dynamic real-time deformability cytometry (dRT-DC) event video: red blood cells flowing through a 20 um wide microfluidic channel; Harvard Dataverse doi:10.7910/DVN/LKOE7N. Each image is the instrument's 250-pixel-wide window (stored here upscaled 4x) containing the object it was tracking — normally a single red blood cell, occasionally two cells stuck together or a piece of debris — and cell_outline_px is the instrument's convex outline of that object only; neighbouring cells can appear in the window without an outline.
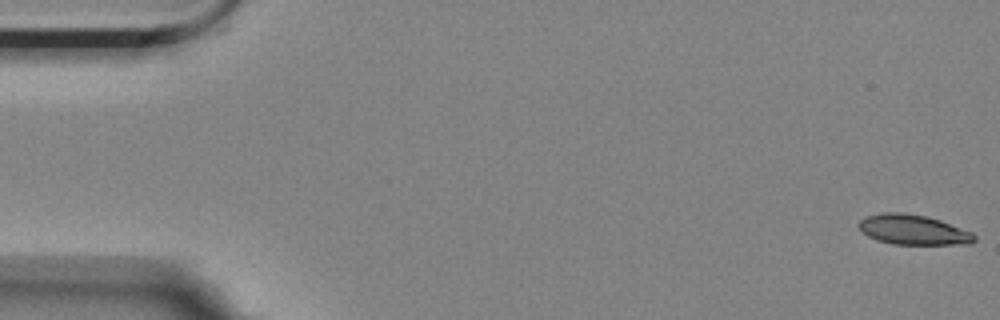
{"species": "Egyptian fruit bat (a non-hibernating species)", "species_latin": "Rousettus aegyptiacus", "temperature_condition": "room temperature", "stored_images_in_passage": 6, "camera_frame_rate_fps": 3000, "um_per_image_px": 0.085, "animal": {"sex": "female"}, "frame": {"image": 1, "passage_image": 1, "time_ms": 0.0, "image_size_px": [1000, 320], "cell_outline_px": [[976, 240], [972, 244], [892, 244], [876, 240], [868, 236], [860, 228], [860, 220], [864, 216], [884, 212], [900, 212], [928, 216], [940, 220], [972, 232], [976, 236]], "centroid_in_image_um": [77.64, 19.53], "position_along_channel_um": 7.4, "area_um2": 20.23}}